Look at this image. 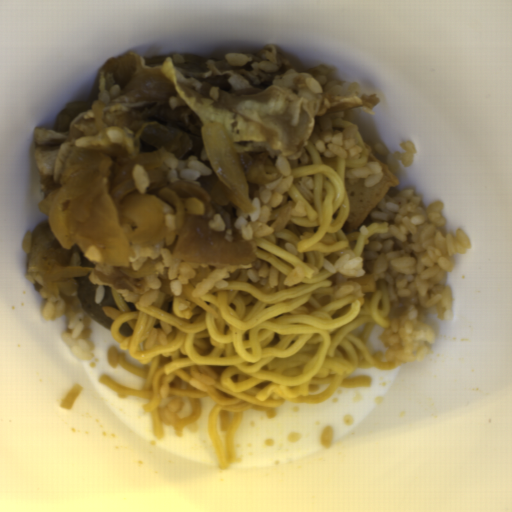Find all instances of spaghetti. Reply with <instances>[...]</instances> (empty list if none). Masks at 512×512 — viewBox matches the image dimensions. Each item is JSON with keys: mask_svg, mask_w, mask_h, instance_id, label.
Segmentation results:
<instances>
[{"mask_svg": "<svg viewBox=\"0 0 512 512\" xmlns=\"http://www.w3.org/2000/svg\"><path fill=\"white\" fill-rule=\"evenodd\" d=\"M359 154L326 158L315 143L306 146L307 160L291 168L292 185L266 224L265 237L249 240L255 262L278 271L276 286L263 285L244 271H232L226 287L191 292L158 293L144 306L111 289L115 307H103L113 319L109 332L139 367L123 357L117 364L140 377L141 389L100 382L122 396L144 399L156 437L164 423L183 436L185 424L201 418L202 401H215L207 426L222 471L234 462L235 431L246 410L272 419L286 404H319L339 388L368 386L370 375L356 369H395L400 363L369 350L377 325L389 327L387 286L377 282L365 301L353 295L334 299L336 274L324 261L336 251L364 253L374 232H386L388 221L370 211L351 232L342 227L349 216L346 171L366 165L373 144L357 131Z\"/></svg>", "mask_w": 512, "mask_h": 512, "instance_id": "spaghetti-1", "label": "spaghetti"}]
</instances>
